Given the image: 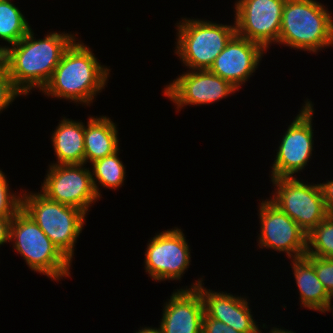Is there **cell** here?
Masks as SVG:
<instances>
[{
    "label": "cell",
    "instance_id": "obj_1",
    "mask_svg": "<svg viewBox=\"0 0 333 333\" xmlns=\"http://www.w3.org/2000/svg\"><path fill=\"white\" fill-rule=\"evenodd\" d=\"M34 34L31 28L18 43L4 45L2 52V61L13 85L23 96L33 89L41 92L65 51L78 39L77 33L52 31L43 39H36Z\"/></svg>",
    "mask_w": 333,
    "mask_h": 333
},
{
    "label": "cell",
    "instance_id": "obj_2",
    "mask_svg": "<svg viewBox=\"0 0 333 333\" xmlns=\"http://www.w3.org/2000/svg\"><path fill=\"white\" fill-rule=\"evenodd\" d=\"M78 41V42H76ZM111 69L101 65L89 46L75 40L41 90L48 97L89 106L105 89Z\"/></svg>",
    "mask_w": 333,
    "mask_h": 333
},
{
    "label": "cell",
    "instance_id": "obj_3",
    "mask_svg": "<svg viewBox=\"0 0 333 333\" xmlns=\"http://www.w3.org/2000/svg\"><path fill=\"white\" fill-rule=\"evenodd\" d=\"M316 0H286L278 45L318 53L333 46V17Z\"/></svg>",
    "mask_w": 333,
    "mask_h": 333
},
{
    "label": "cell",
    "instance_id": "obj_4",
    "mask_svg": "<svg viewBox=\"0 0 333 333\" xmlns=\"http://www.w3.org/2000/svg\"><path fill=\"white\" fill-rule=\"evenodd\" d=\"M9 242L32 271L54 281L71 277L72 263L22 209L11 220Z\"/></svg>",
    "mask_w": 333,
    "mask_h": 333
},
{
    "label": "cell",
    "instance_id": "obj_5",
    "mask_svg": "<svg viewBox=\"0 0 333 333\" xmlns=\"http://www.w3.org/2000/svg\"><path fill=\"white\" fill-rule=\"evenodd\" d=\"M25 192V193H24ZM22 210L72 263L77 238L84 229L86 214L78 208L47 199L38 192L22 191Z\"/></svg>",
    "mask_w": 333,
    "mask_h": 333
},
{
    "label": "cell",
    "instance_id": "obj_6",
    "mask_svg": "<svg viewBox=\"0 0 333 333\" xmlns=\"http://www.w3.org/2000/svg\"><path fill=\"white\" fill-rule=\"evenodd\" d=\"M176 24L174 53L190 70H209L215 58L236 34L235 23L224 25L205 19L182 18Z\"/></svg>",
    "mask_w": 333,
    "mask_h": 333
},
{
    "label": "cell",
    "instance_id": "obj_7",
    "mask_svg": "<svg viewBox=\"0 0 333 333\" xmlns=\"http://www.w3.org/2000/svg\"><path fill=\"white\" fill-rule=\"evenodd\" d=\"M276 187L270 201L286 213L308 235L329 214L319 183L297 177L271 178Z\"/></svg>",
    "mask_w": 333,
    "mask_h": 333
},
{
    "label": "cell",
    "instance_id": "obj_8",
    "mask_svg": "<svg viewBox=\"0 0 333 333\" xmlns=\"http://www.w3.org/2000/svg\"><path fill=\"white\" fill-rule=\"evenodd\" d=\"M304 102L281 138L276 159L271 166V178L295 177L311 159L314 150L312 118L315 112L312 101L307 99Z\"/></svg>",
    "mask_w": 333,
    "mask_h": 333
},
{
    "label": "cell",
    "instance_id": "obj_9",
    "mask_svg": "<svg viewBox=\"0 0 333 333\" xmlns=\"http://www.w3.org/2000/svg\"><path fill=\"white\" fill-rule=\"evenodd\" d=\"M86 164H49L41 182L40 193L47 199L78 208L86 215L98 197L89 167Z\"/></svg>",
    "mask_w": 333,
    "mask_h": 333
},
{
    "label": "cell",
    "instance_id": "obj_10",
    "mask_svg": "<svg viewBox=\"0 0 333 333\" xmlns=\"http://www.w3.org/2000/svg\"><path fill=\"white\" fill-rule=\"evenodd\" d=\"M145 250V272L158 281L181 280L191 264L190 248L183 231L174 227L149 239Z\"/></svg>",
    "mask_w": 333,
    "mask_h": 333
},
{
    "label": "cell",
    "instance_id": "obj_11",
    "mask_svg": "<svg viewBox=\"0 0 333 333\" xmlns=\"http://www.w3.org/2000/svg\"><path fill=\"white\" fill-rule=\"evenodd\" d=\"M285 1L236 0V34L259 43L266 51L271 43L278 44Z\"/></svg>",
    "mask_w": 333,
    "mask_h": 333
},
{
    "label": "cell",
    "instance_id": "obj_12",
    "mask_svg": "<svg viewBox=\"0 0 333 333\" xmlns=\"http://www.w3.org/2000/svg\"><path fill=\"white\" fill-rule=\"evenodd\" d=\"M260 219L259 248H270L284 252L287 258H300L306 255L307 234L286 213L269 199L259 203Z\"/></svg>",
    "mask_w": 333,
    "mask_h": 333
},
{
    "label": "cell",
    "instance_id": "obj_13",
    "mask_svg": "<svg viewBox=\"0 0 333 333\" xmlns=\"http://www.w3.org/2000/svg\"><path fill=\"white\" fill-rule=\"evenodd\" d=\"M163 90L165 97L176 105L178 111L186 105L212 104L238 91L210 70H187Z\"/></svg>",
    "mask_w": 333,
    "mask_h": 333
},
{
    "label": "cell",
    "instance_id": "obj_14",
    "mask_svg": "<svg viewBox=\"0 0 333 333\" xmlns=\"http://www.w3.org/2000/svg\"><path fill=\"white\" fill-rule=\"evenodd\" d=\"M265 52L267 51L259 43L235 34L209 70L228 81L239 92L257 70Z\"/></svg>",
    "mask_w": 333,
    "mask_h": 333
},
{
    "label": "cell",
    "instance_id": "obj_15",
    "mask_svg": "<svg viewBox=\"0 0 333 333\" xmlns=\"http://www.w3.org/2000/svg\"><path fill=\"white\" fill-rule=\"evenodd\" d=\"M201 279V280H200ZM192 283L189 289H197L204 304V314L219 320L240 333H259L258 322L252 315L249 300L244 296H236L227 292H216L204 287L200 278Z\"/></svg>",
    "mask_w": 333,
    "mask_h": 333
},
{
    "label": "cell",
    "instance_id": "obj_16",
    "mask_svg": "<svg viewBox=\"0 0 333 333\" xmlns=\"http://www.w3.org/2000/svg\"><path fill=\"white\" fill-rule=\"evenodd\" d=\"M176 290L163 304L159 322L162 332L202 333L204 304L200 292L187 286Z\"/></svg>",
    "mask_w": 333,
    "mask_h": 333
},
{
    "label": "cell",
    "instance_id": "obj_17",
    "mask_svg": "<svg viewBox=\"0 0 333 333\" xmlns=\"http://www.w3.org/2000/svg\"><path fill=\"white\" fill-rule=\"evenodd\" d=\"M117 125L107 116H90L84 123V164L114 154L119 148Z\"/></svg>",
    "mask_w": 333,
    "mask_h": 333
},
{
    "label": "cell",
    "instance_id": "obj_18",
    "mask_svg": "<svg viewBox=\"0 0 333 333\" xmlns=\"http://www.w3.org/2000/svg\"><path fill=\"white\" fill-rule=\"evenodd\" d=\"M290 261L300 293V305L309 310L326 313L333 301L332 296L318 279L313 264L305 256Z\"/></svg>",
    "mask_w": 333,
    "mask_h": 333
},
{
    "label": "cell",
    "instance_id": "obj_19",
    "mask_svg": "<svg viewBox=\"0 0 333 333\" xmlns=\"http://www.w3.org/2000/svg\"><path fill=\"white\" fill-rule=\"evenodd\" d=\"M58 165L84 164V123L66 117L59 122L51 136Z\"/></svg>",
    "mask_w": 333,
    "mask_h": 333
},
{
    "label": "cell",
    "instance_id": "obj_20",
    "mask_svg": "<svg viewBox=\"0 0 333 333\" xmlns=\"http://www.w3.org/2000/svg\"><path fill=\"white\" fill-rule=\"evenodd\" d=\"M119 151L114 154L106 156L102 159L96 160L91 163V176L94 184L95 191L101 199V192L99 186L115 191L117 188L124 185L125 180V166L119 158ZM99 183V184H98Z\"/></svg>",
    "mask_w": 333,
    "mask_h": 333
},
{
    "label": "cell",
    "instance_id": "obj_21",
    "mask_svg": "<svg viewBox=\"0 0 333 333\" xmlns=\"http://www.w3.org/2000/svg\"><path fill=\"white\" fill-rule=\"evenodd\" d=\"M31 29L28 20L11 0H0V40L18 43Z\"/></svg>",
    "mask_w": 333,
    "mask_h": 333
},
{
    "label": "cell",
    "instance_id": "obj_22",
    "mask_svg": "<svg viewBox=\"0 0 333 333\" xmlns=\"http://www.w3.org/2000/svg\"><path fill=\"white\" fill-rule=\"evenodd\" d=\"M306 255L333 258V215H328L307 235Z\"/></svg>",
    "mask_w": 333,
    "mask_h": 333
},
{
    "label": "cell",
    "instance_id": "obj_23",
    "mask_svg": "<svg viewBox=\"0 0 333 333\" xmlns=\"http://www.w3.org/2000/svg\"><path fill=\"white\" fill-rule=\"evenodd\" d=\"M9 181L0 170V216H14L22 208V191L10 192Z\"/></svg>",
    "mask_w": 333,
    "mask_h": 333
},
{
    "label": "cell",
    "instance_id": "obj_24",
    "mask_svg": "<svg viewBox=\"0 0 333 333\" xmlns=\"http://www.w3.org/2000/svg\"><path fill=\"white\" fill-rule=\"evenodd\" d=\"M305 257L313 264L318 279L333 297V258H321L312 255H305Z\"/></svg>",
    "mask_w": 333,
    "mask_h": 333
},
{
    "label": "cell",
    "instance_id": "obj_25",
    "mask_svg": "<svg viewBox=\"0 0 333 333\" xmlns=\"http://www.w3.org/2000/svg\"><path fill=\"white\" fill-rule=\"evenodd\" d=\"M22 94L13 85L9 72L2 61L0 63V113Z\"/></svg>",
    "mask_w": 333,
    "mask_h": 333
},
{
    "label": "cell",
    "instance_id": "obj_26",
    "mask_svg": "<svg viewBox=\"0 0 333 333\" xmlns=\"http://www.w3.org/2000/svg\"><path fill=\"white\" fill-rule=\"evenodd\" d=\"M202 333H240L225 323L207 317L205 314L202 320Z\"/></svg>",
    "mask_w": 333,
    "mask_h": 333
},
{
    "label": "cell",
    "instance_id": "obj_27",
    "mask_svg": "<svg viewBox=\"0 0 333 333\" xmlns=\"http://www.w3.org/2000/svg\"><path fill=\"white\" fill-rule=\"evenodd\" d=\"M329 215H333V180L319 184Z\"/></svg>",
    "mask_w": 333,
    "mask_h": 333
},
{
    "label": "cell",
    "instance_id": "obj_28",
    "mask_svg": "<svg viewBox=\"0 0 333 333\" xmlns=\"http://www.w3.org/2000/svg\"><path fill=\"white\" fill-rule=\"evenodd\" d=\"M14 216H0V246L9 242L10 225Z\"/></svg>",
    "mask_w": 333,
    "mask_h": 333
},
{
    "label": "cell",
    "instance_id": "obj_29",
    "mask_svg": "<svg viewBox=\"0 0 333 333\" xmlns=\"http://www.w3.org/2000/svg\"><path fill=\"white\" fill-rule=\"evenodd\" d=\"M135 333H163L161 327L159 326L158 328L154 327H142L140 330L138 329V332L136 331Z\"/></svg>",
    "mask_w": 333,
    "mask_h": 333
},
{
    "label": "cell",
    "instance_id": "obj_30",
    "mask_svg": "<svg viewBox=\"0 0 333 333\" xmlns=\"http://www.w3.org/2000/svg\"><path fill=\"white\" fill-rule=\"evenodd\" d=\"M259 333H262V330L259 329ZM269 333H296L293 331H289V330H285V329H281V328H277V327H272V329H270Z\"/></svg>",
    "mask_w": 333,
    "mask_h": 333
},
{
    "label": "cell",
    "instance_id": "obj_31",
    "mask_svg": "<svg viewBox=\"0 0 333 333\" xmlns=\"http://www.w3.org/2000/svg\"><path fill=\"white\" fill-rule=\"evenodd\" d=\"M4 51V46L0 45V63L2 62V52Z\"/></svg>",
    "mask_w": 333,
    "mask_h": 333
},
{
    "label": "cell",
    "instance_id": "obj_32",
    "mask_svg": "<svg viewBox=\"0 0 333 333\" xmlns=\"http://www.w3.org/2000/svg\"><path fill=\"white\" fill-rule=\"evenodd\" d=\"M332 300H333V297H332ZM331 310L333 311V305H332V304H330V306H329L327 312H330ZM332 315H333V313H332Z\"/></svg>",
    "mask_w": 333,
    "mask_h": 333
}]
</instances>
